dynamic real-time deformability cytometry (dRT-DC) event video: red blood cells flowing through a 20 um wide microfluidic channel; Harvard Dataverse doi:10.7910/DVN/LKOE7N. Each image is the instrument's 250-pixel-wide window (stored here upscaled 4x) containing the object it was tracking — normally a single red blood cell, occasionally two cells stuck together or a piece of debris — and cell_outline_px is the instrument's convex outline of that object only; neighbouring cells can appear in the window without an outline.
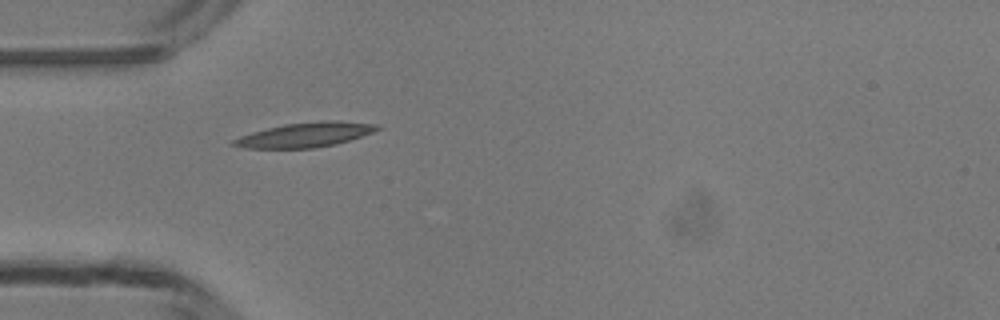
{"species": "common noctule bat (a hibernating species)", "species_latin": "Nyctalus noctula", "temperature_condition": "room temperature", "stored_images_in_passage": 33, "camera_frame_rate_fps": 3000, "um_per_image_px": 0.085, "animal": {"sex": "male", "body_mass_g": 13.3}, "frame": {"image": 1, "passage_image": 1, "time_ms": 0.0, "image_size_px": [1000, 320], "cell_outline_px": [[380, 128], [372, 132], [336, 144], [312, 148], [244, 148], [232, 144], [232, 140], [240, 136], [252, 132], [284, 124], [324, 120], [336, 120], [380, 124]], "centroid_in_image_um": [25.95, 11.45], "position_along_channel_um": 59.0, "area_um2": 20.46}}
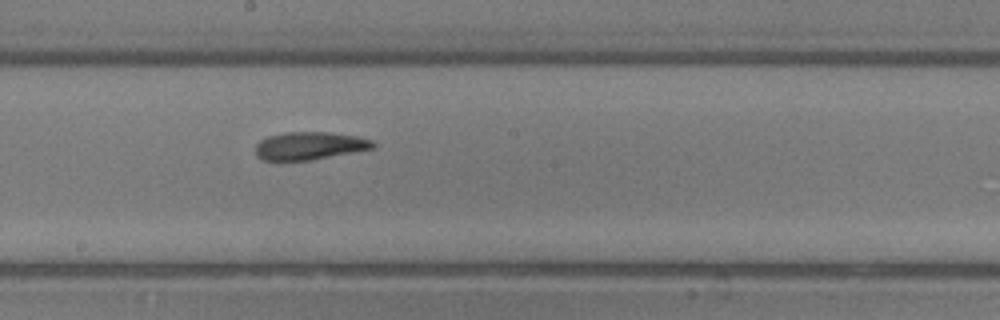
{"frame": {"image": 2, "passage_image": 13, "time_ms": 4.0, "image_size_px": [1000, 320], "cell_outline_px": [[376, 148], [312, 160], [264, 160], [256, 156], [256, 144], [260, 140], [268, 136], [288, 132], [328, 132], [356, 136], [372, 140], [376, 144]], "centroid_in_image_um": [26.34, 12.39], "position_along_channel_um": 221.9, "area_um2": 19.07}}
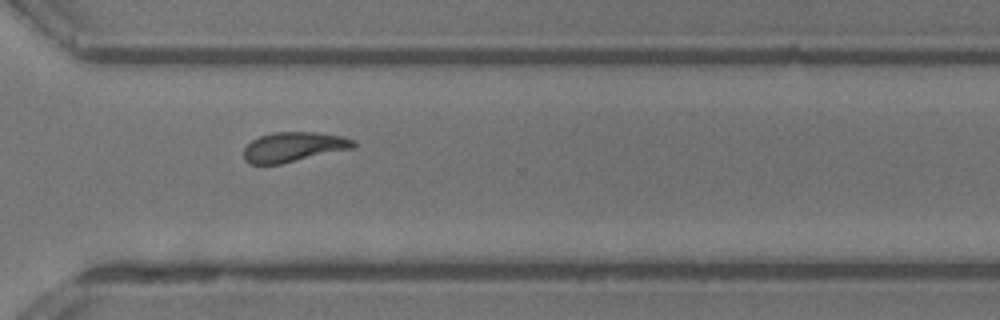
{"frame": {"image": 3, "passage_image": 22, "time_ms": 7.0, "image_size_px": [1000, 320], "cell_outline_px": [[356, 148], [280, 164], [248, 164], [244, 160], [244, 148], [252, 140], [260, 136], [272, 132], [316, 132], [340, 136], [356, 140]], "centroid_in_image_um": [24.97, 12.49], "position_along_channel_um": 345.6, "area_um2": 19.19}, "authors_computed_cell_mechanics": {"area_um2": 19.1896, "velocity_mm_per_s": 4.1455, "shape_relaxation_time_tau1_ms": 5.2931, "shape_relaxation_time_tau2_ms": 3.182, "deformation_change_tau1": 0.1716, "deformation_change_tau2": 0.1111}}